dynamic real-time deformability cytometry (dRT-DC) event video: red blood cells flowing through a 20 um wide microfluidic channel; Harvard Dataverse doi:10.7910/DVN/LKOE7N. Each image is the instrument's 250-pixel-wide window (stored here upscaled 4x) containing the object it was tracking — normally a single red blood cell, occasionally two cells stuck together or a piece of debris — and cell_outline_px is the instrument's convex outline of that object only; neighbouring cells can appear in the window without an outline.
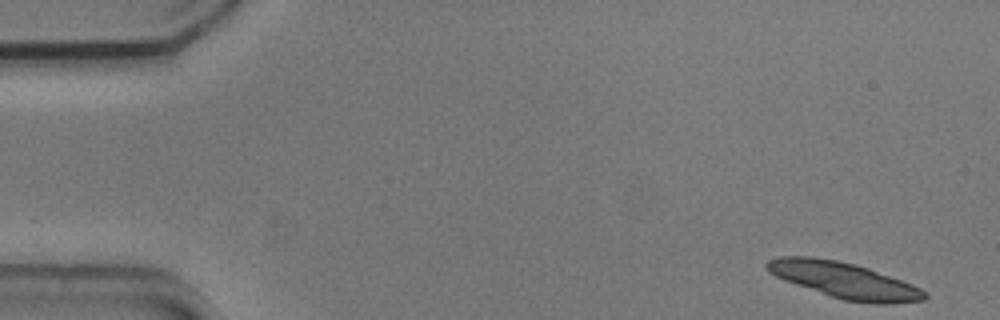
{"species": "common noctule bat (a hibernating species)", "species_latin": "Nyctalus noctula", "temperature_condition": "cold", "stored_images_in_passage": 15, "camera_frame_rate_fps": 3000, "um_per_image_px": 0.085, "animal": {"sex": "male", "body_mass_g": 20.5, "forearm_length_mm": 52.5}, "frame": {"image": 1, "passage_image": 1, "time_ms": 0.0, "image_size_px": [1000, 320], "cell_outline_px": [[928, 296], [924, 300], [892, 304], [872, 304], [844, 300], [784, 280], [768, 272], [764, 264], [768, 260], [780, 256], [812, 256], [836, 260], [868, 268], [912, 284], [928, 292]], "centroid_in_image_um": [71.77, 23.82], "position_along_channel_um": 13.2, "area_um2": 32.89}}